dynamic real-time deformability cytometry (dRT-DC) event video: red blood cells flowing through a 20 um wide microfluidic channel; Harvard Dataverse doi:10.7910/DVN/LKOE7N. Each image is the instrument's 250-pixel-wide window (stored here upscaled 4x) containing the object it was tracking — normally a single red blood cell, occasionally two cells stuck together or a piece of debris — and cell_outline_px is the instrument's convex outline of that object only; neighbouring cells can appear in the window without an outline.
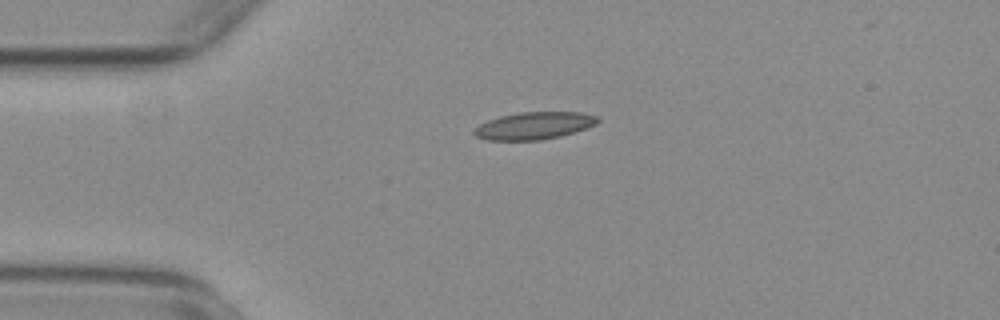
{"species": "common noctule bat (a hibernating species)", "species_latin": "Nyctalus noctula", "temperature_condition": "warm", "stored_images_in_passage": 47, "camera_frame_rate_fps": 3000, "um_per_image_px": 0.085, "animal": {"sex": "female", "body_mass_g": 29.2, "forearm_length_mm": 56.3}, "frame": {"image": 1, "passage_image": 7, "time_ms": 2.0, "image_size_px": [1000, 320], "cell_outline_px": [[600, 120], [596, 124], [576, 132], [560, 136], [540, 140], [488, 140], [476, 136], [472, 132], [480, 124], [488, 120], [500, 116], [520, 112], [580, 112], [600, 116]], "centroid_in_image_um": [45.44, 10.68], "position_along_channel_um": 39.6, "area_um2": 19.71}}
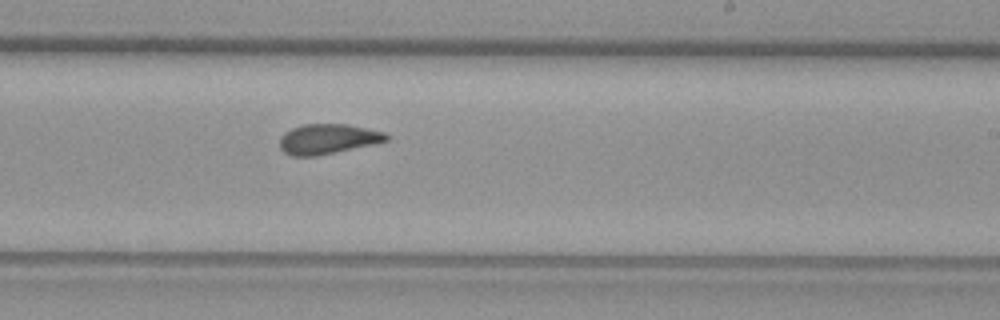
{"frame": {"image": 2, "passage_image": 27, "time_ms": 8.667, "image_size_px": [1000, 320], "cell_outline_px": [[388, 140], [372, 144], [316, 156], [292, 156], [284, 152], [280, 148], [280, 136], [284, 132], [292, 128], [304, 124], [348, 124], [384, 132], [388, 136]], "centroid_in_image_um": [27.82, 11.81], "position_along_channel_um": 261.2, "area_um2": 18.5}}
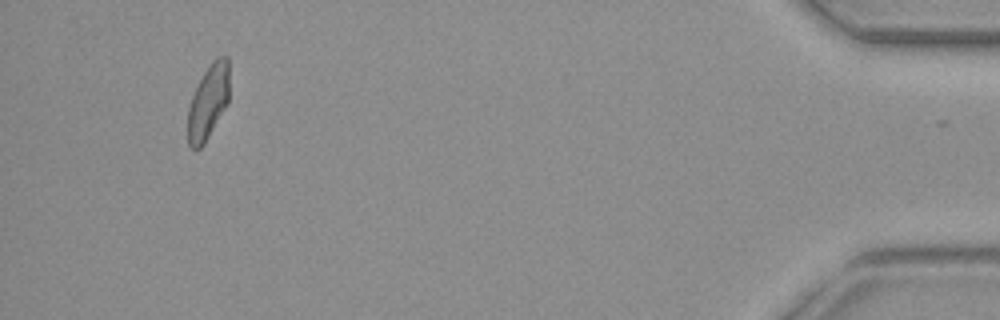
{"frame": {"image": 3, "passage_image": 46, "time_ms": 15.0, "image_size_px": [1000, 320], "cell_outline_px": [[228, 100], [224, 108], [204, 144], [196, 152], [188, 144], [188, 108], [192, 96], [204, 72], [212, 60], [220, 56], [228, 56]], "centroid_in_image_um": [17.68, 8.67], "position_along_channel_um": 417.5, "area_um2": 17.69}, "authors_computed_cell_mechanics": {"area_um2": 18.6694, "velocity_mm_per_s": 3.7218, "shape_relaxation_time_tau1_ms": null, "shape_relaxation_time_tau2_ms": 1.8879, "deformation_change_tau1": null, "deformation_change_tau2": 0.0882}}